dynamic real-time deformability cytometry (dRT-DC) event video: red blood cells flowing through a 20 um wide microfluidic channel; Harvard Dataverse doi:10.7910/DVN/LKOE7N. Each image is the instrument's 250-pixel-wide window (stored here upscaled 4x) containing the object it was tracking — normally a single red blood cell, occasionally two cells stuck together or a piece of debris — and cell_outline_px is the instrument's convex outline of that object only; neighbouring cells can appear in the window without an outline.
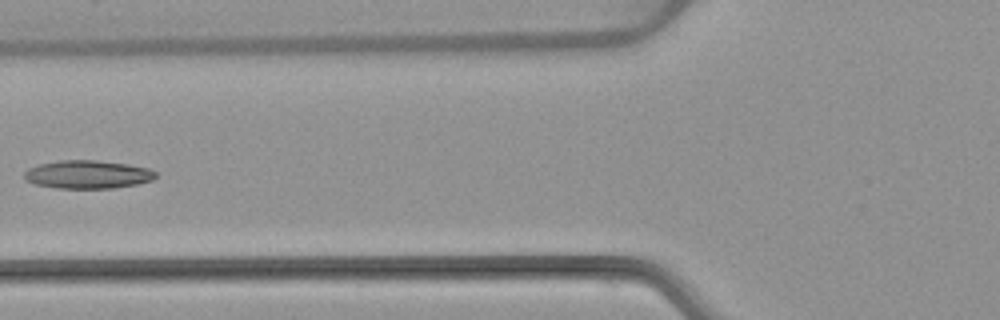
{"species": "common noctule bat (a hibernating species)", "species_latin": "Nyctalus noctula", "temperature_condition": "warm", "stored_images_in_passage": 5, "camera_frame_rate_fps": 3000, "um_per_image_px": 0.085, "animal": {"sex": "female", "body_mass_g": 22.7, "forearm_length_mm": 54.2}, "frame": {"image": 1, "passage_image": 5, "time_ms": 5.0, "image_size_px": [1000, 320], "cell_outline_px": [[156, 176], [152, 180], [136, 184], [112, 188], [56, 188], [36, 184], [24, 180], [24, 172], [28, 168], [36, 164], [60, 160], [96, 160], [128, 164], [148, 168], [156, 172]], "centroid_in_image_um": [7.41, 14.82], "position_along_channel_um": 118.4, "area_um2": 21.68}}